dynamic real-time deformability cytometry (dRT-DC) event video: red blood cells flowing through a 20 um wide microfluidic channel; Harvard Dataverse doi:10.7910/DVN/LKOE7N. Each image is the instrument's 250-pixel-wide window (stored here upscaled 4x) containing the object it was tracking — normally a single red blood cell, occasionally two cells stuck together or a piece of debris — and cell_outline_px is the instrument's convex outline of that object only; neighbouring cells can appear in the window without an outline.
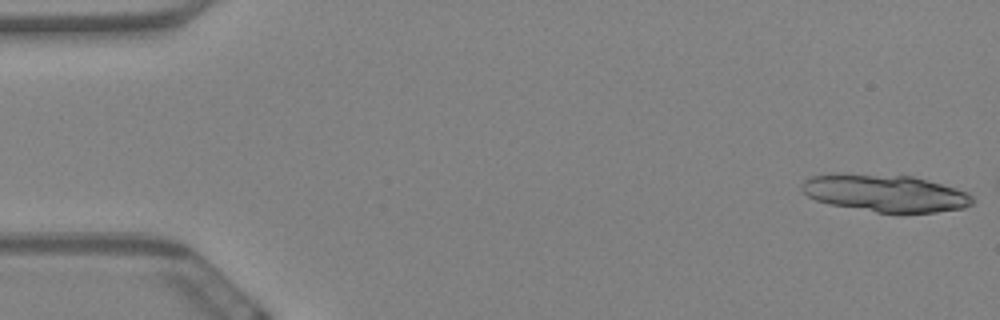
{"species": "Egyptian fruit bat (a non-hibernating species)", "species_latin": "Rousettus aegyptiacus", "temperature_condition": "warm", "stored_images_in_passage": 8, "camera_frame_rate_fps": 3000, "um_per_image_px": 0.085, "animal": {"sex": "female"}, "frame": {"image": 1, "passage_image": 1, "time_ms": 0.0, "image_size_px": [1000, 320], "cell_outline_px": [[976, 200], [972, 204], [964, 208], [936, 212], [876, 212], [832, 204], [816, 200], [808, 196], [800, 188], [800, 184], [804, 180], [812, 176], [832, 172], [844, 172], [912, 176], [928, 180], [956, 188], [968, 192]], "centroid_in_image_um": [75.22, 16.38], "position_along_channel_um": 9.8, "area_um2": 37.45}}